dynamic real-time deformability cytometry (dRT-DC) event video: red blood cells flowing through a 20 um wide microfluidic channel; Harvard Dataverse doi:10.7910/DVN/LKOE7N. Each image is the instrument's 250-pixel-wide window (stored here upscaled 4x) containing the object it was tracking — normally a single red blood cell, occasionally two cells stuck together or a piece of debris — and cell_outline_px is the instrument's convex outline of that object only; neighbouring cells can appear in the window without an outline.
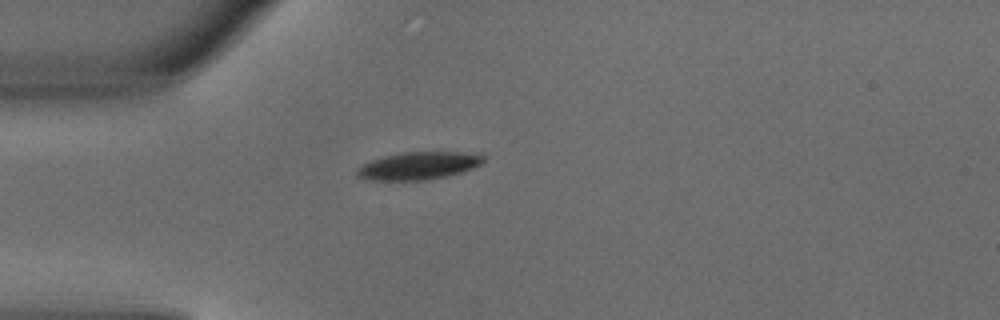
{"species": "common noctule bat (a hibernating species)", "species_latin": "Nyctalus noctula", "temperature_condition": "warm", "stored_images_in_passage": 1, "camera_frame_rate_fps": 3000, "um_per_image_px": 0.085, "animal": {"sex": "male", "body_mass_g": 18.8}, "frame": {"image": 1, "passage_image": 1, "time_ms": 0.0, "image_size_px": [1000, 320], "cell_outline_px": [[484, 160], [480, 164], [472, 168], [448, 176], [424, 180], [368, 180], [356, 176], [356, 168], [372, 160], [384, 156], [400, 152], [480, 152], [484, 156]], "centroid_in_image_um": [35.58, 14.08], "position_along_channel_um": 49.4, "area_um2": 20.46}}